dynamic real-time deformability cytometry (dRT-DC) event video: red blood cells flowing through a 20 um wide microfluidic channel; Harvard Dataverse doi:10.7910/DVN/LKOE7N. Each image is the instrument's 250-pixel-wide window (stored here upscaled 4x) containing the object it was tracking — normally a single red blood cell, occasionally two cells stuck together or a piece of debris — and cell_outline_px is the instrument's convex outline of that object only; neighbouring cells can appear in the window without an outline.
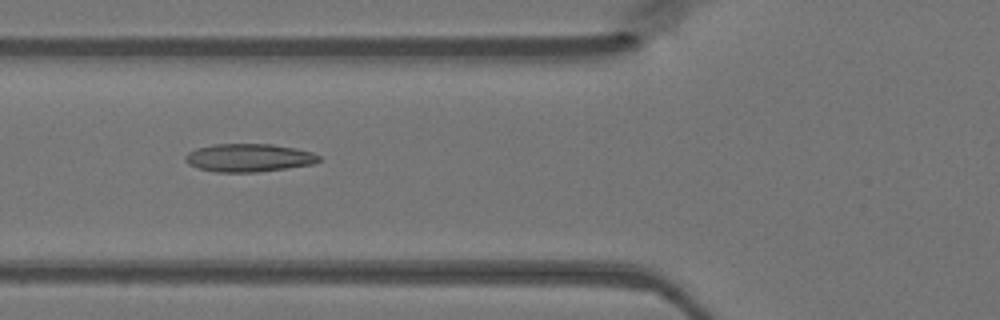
{"species": "Egyptian fruit bat (a non-hibernating species)", "species_latin": "Rousettus aegyptiacus", "temperature_condition": "warm", "stored_images_in_passage": 48, "camera_frame_rate_fps": 3000, "um_per_image_px": 0.085, "animal": {"sex": "female"}, "frame": {"image": 1, "passage_image": 18, "time_ms": 5.667, "image_size_px": [1000, 320], "cell_outline_px": [[320, 160], [312, 164], [288, 168], [256, 172], [216, 172], [200, 168], [188, 164], [184, 160], [184, 156], [188, 152], [196, 148], [212, 144], [272, 144], [296, 148], [312, 152], [320, 156]], "centroid_in_image_um": [21.13, 13.4], "position_along_channel_um": 104.7, "area_um2": 21.91}}
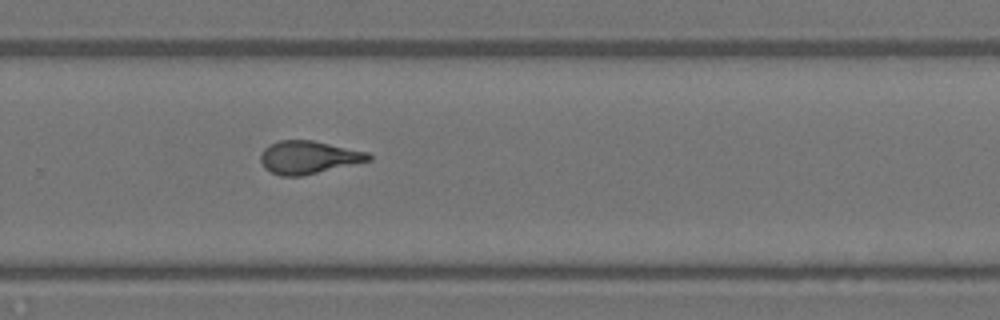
{"frame": {"image": 2, "passage_image": 32, "time_ms": 10.333, "image_size_px": [1000, 320], "cell_outline_px": [[372, 160], [304, 176], [280, 176], [264, 168], [260, 160], [260, 156], [264, 148], [268, 144], [280, 140], [312, 140], [368, 152], [372, 156]], "centroid_in_image_um": [26.22, 13.38], "position_along_channel_um": 303.6, "area_um2": 20.87}}
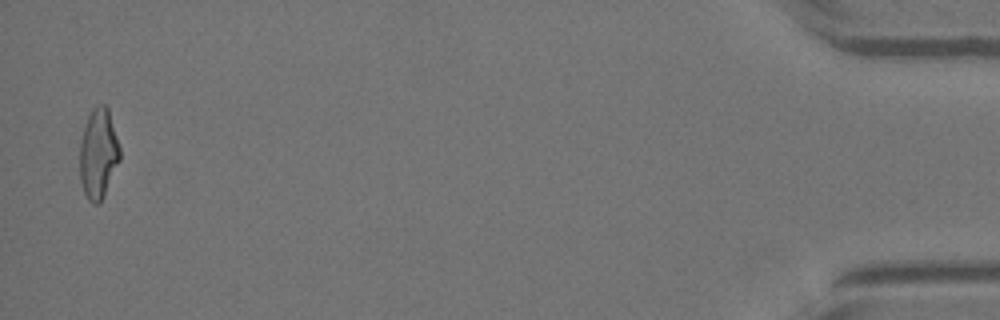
{"frame": {"image": 3, "passage_image": 47, "time_ms": 15.333, "image_size_px": [1000, 320], "cell_outline_px": [[120, 160], [104, 196], [100, 204], [92, 204], [88, 200], [84, 192], [80, 180], [80, 144], [84, 124], [92, 108], [96, 104], [104, 104], [108, 108], [120, 148]], "centroid_in_image_um": [8.35, 13.06], "position_along_channel_um": 426.8, "area_um2": 21.21}}